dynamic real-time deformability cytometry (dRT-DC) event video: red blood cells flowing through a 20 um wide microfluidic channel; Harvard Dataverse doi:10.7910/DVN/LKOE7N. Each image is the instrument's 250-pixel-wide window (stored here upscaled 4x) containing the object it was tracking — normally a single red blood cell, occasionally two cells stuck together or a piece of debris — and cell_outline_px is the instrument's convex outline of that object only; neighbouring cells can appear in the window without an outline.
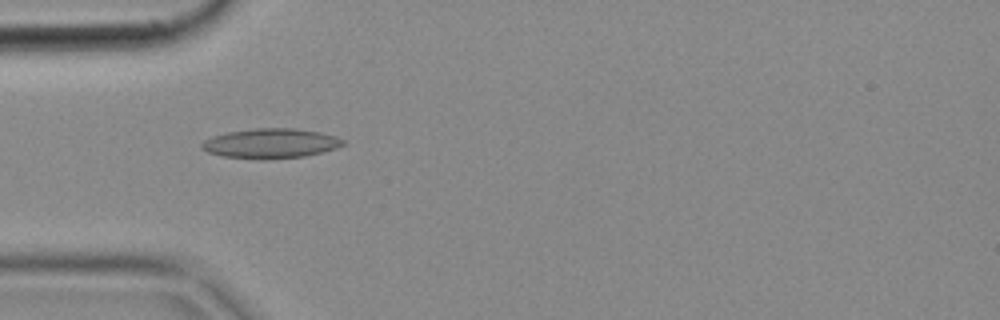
{"species": "common noctule bat (a hibernating species)", "species_latin": "Nyctalus noctula", "temperature_condition": "cold", "stored_images_in_passage": 7, "camera_frame_rate_fps": 3000, "um_per_image_px": 0.085, "animal": {"sex": "female", "body_mass_g": 18.4}, "frame": {"image": 1, "passage_image": 5, "time_ms": 1.333, "image_size_px": [1000, 320], "cell_outline_px": [[344, 144], [336, 148], [324, 152], [304, 156], [264, 160], [220, 156], [208, 152], [200, 148], [200, 144], [204, 140], [212, 136], [228, 132], [256, 128], [296, 128], [320, 132], [336, 136], [344, 140]], "centroid_in_image_um": [22.99, 12.19], "position_along_channel_um": 62.0, "area_um2": 24.74}}
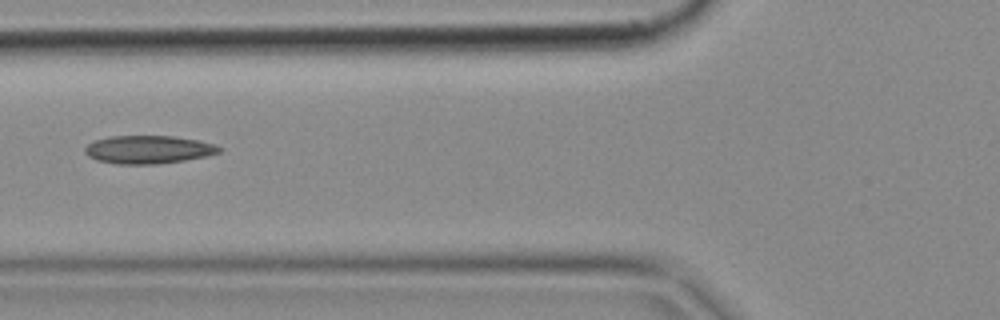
{"frame": {"image": 2, "passage_image": 6, "time_ms": 1.667, "image_size_px": [1000, 320], "cell_outline_px": [[224, 148], [220, 152], [208, 156], [184, 160], [156, 164], [116, 164], [96, 160], [88, 156], [84, 152], [84, 148], [88, 144], [96, 140], [108, 136], [172, 136], [196, 140], [212, 144]], "centroid_in_image_um": [12.59, 12.72], "position_along_channel_um": 113.2, "area_um2": 21.96}}
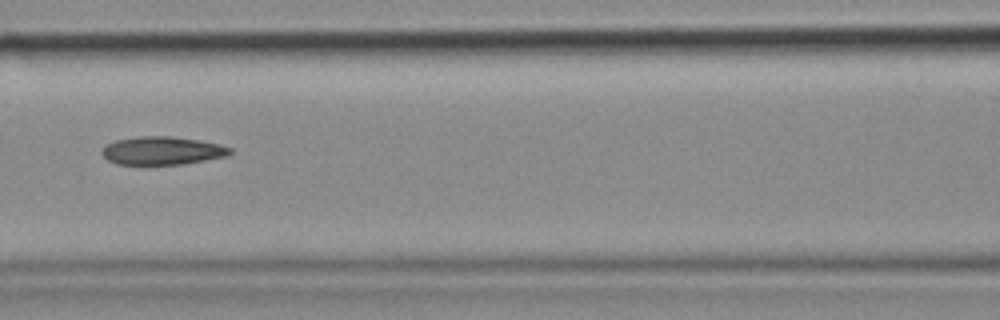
{"frame": {"image": 3, "passage_image": 7, "time_ms": 2.0, "image_size_px": [1000, 320], "cell_outline_px": [[232, 152], [228, 156], [184, 164], [116, 164], [108, 160], [100, 152], [104, 144], [116, 140], [140, 136], [172, 136], [200, 140], [220, 144], [232, 148]], "centroid_in_image_um": [13.8, 12.8], "position_along_channel_um": 152.8, "area_um2": 21.21}}